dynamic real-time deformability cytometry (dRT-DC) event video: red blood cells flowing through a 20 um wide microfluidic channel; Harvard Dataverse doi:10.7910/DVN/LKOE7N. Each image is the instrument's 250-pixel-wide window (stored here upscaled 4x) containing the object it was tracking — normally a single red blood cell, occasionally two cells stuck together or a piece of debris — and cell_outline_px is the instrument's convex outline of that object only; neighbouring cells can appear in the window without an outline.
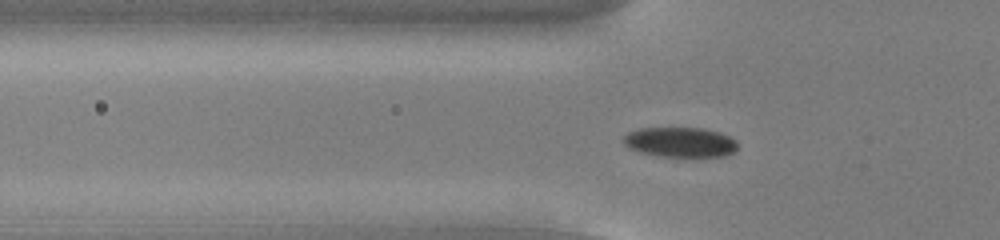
{"species": "common noctule bat (a hibernating species)", "species_latin": "Nyctalus noctula", "temperature_condition": "cold", "stored_images_in_passage": 55, "camera_frame_rate_fps": 3000, "um_per_image_px": 0.085, "animal": {"sex": "male", "body_mass_g": 13.0, "forearm_length_mm": 53.1}, "frame": {"image": 1, "passage_image": 18, "time_ms": 5.667, "image_size_px": [1000, 240], "cell_outline_px": [[736, 148], [732, 152], [724, 156], [660, 156], [640, 152], [628, 148], [620, 140], [628, 132], [640, 128], [704, 128], [720, 132], [736, 140]], "centroid_in_image_um": [57.77, 12.07], "position_along_channel_um": 68.0, "area_um2": 19.88}}
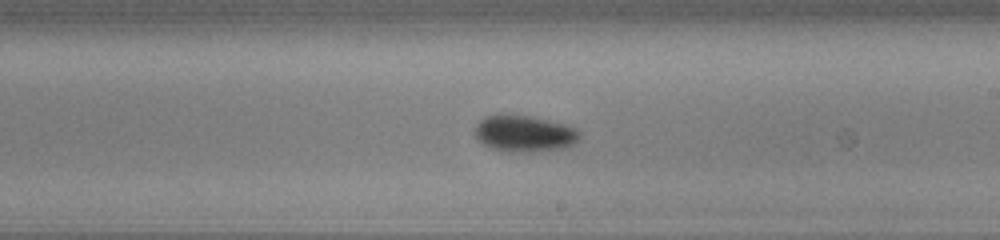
{"frame": {"image": 2, "passage_image": 32, "time_ms": 10.333, "image_size_px": [1000, 240], "cell_outline_px": [[580, 136], [572, 144], [564, 148], [532, 152], [508, 152], [488, 148], [476, 140], [472, 132], [476, 124], [484, 116], [496, 112], [512, 112], [532, 116], [564, 124], [576, 128], [580, 132]], "centroid_in_image_um": [44.45, 11.31], "position_along_channel_um": 244.6, "area_um2": 23.29}}
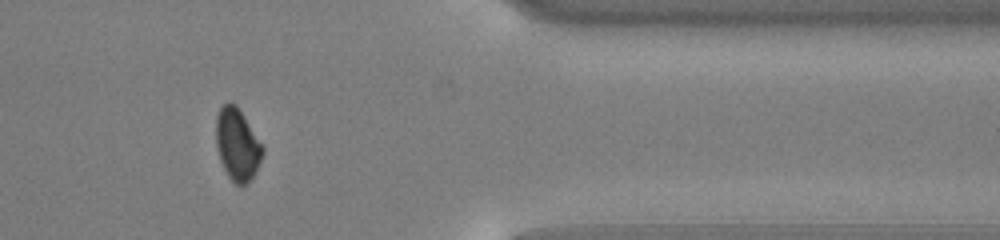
{"frame": {"image": 3, "passage_image": 45, "time_ms": 14.667, "image_size_px": [1000, 240], "cell_outline_px": [[264, 152], [256, 172], [244, 184], [236, 184], [228, 176], [220, 160], [216, 144], [216, 116], [220, 108], [228, 100], [236, 104], [264, 144]], "centroid_in_image_um": [20.19, 12.23], "position_along_channel_um": 391.2, "area_um2": 19.71}, "authors_computed_cell_mechanics": {"area_um2": 20.1144, "velocity_mm_per_s": 3.8162, "shape_relaxation_time_tau1_ms": 2.8181, "shape_relaxation_time_tau2_ms": null, "deformation_change_tau1": 0.0979, "deformation_change_tau2": null}}